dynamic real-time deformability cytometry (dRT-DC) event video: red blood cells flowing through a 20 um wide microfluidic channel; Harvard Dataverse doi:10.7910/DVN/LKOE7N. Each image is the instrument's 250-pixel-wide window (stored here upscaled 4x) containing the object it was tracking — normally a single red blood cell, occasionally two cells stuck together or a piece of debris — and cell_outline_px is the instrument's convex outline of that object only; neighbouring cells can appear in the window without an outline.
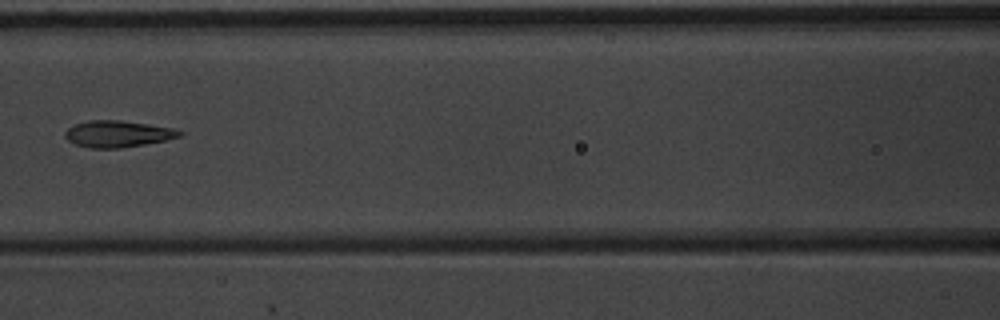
{"species": "common noctule bat (a hibernating species)", "species_latin": "Nyctalus noctula", "temperature_condition": "warm", "stored_images_in_passage": 8, "camera_frame_rate_fps": 3000, "um_per_image_px": 0.085, "animal": {"sex": "male", "body_mass_g": 20.1, "forearm_length_mm": 53.5}, "frame": {"image": 1, "passage_image": 8, "time_ms": 2.333, "image_size_px": [1000, 320], "cell_outline_px": [[184, 132], [180, 136], [164, 140], [144, 144], [120, 148], [88, 148], [76, 144], [68, 140], [64, 136], [64, 132], [68, 128], [76, 124], [88, 120], [120, 120], [148, 124], [172, 128]], "centroid_in_image_um": [9.97, 11.38], "position_along_channel_um": 156.6, "area_um2": 17.57}}